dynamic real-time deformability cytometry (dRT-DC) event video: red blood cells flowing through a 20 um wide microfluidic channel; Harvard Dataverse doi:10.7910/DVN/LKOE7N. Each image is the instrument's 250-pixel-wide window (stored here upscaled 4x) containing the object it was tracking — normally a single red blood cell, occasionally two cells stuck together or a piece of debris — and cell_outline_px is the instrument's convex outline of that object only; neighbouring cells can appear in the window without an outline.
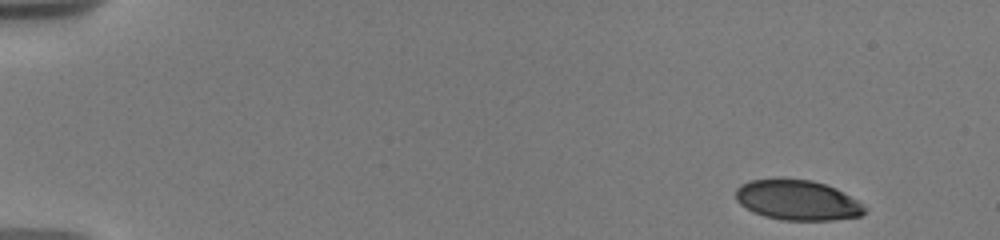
{"species": "human", "species_latin": "Homo sapiens", "temperature_condition": "warm", "stored_images_in_passage": 15, "camera_frame_rate_fps": 3000, "um_per_image_px": 0.085, "donor": {"sex": "male"}, "frame": {"image": 1, "passage_image": 1, "time_ms": 0.0, "image_size_px": [1000, 240], "cell_outline_px": [[868, 208], [860, 216], [832, 220], [784, 220], [764, 216], [752, 212], [740, 204], [736, 200], [736, 188], [740, 184], [748, 180], [776, 176], [780, 176], [812, 180], [836, 188], [856, 200]], "centroid_in_image_um": [67.72, 16.97], "position_along_channel_um": 17.3, "area_um2": 30.81}}
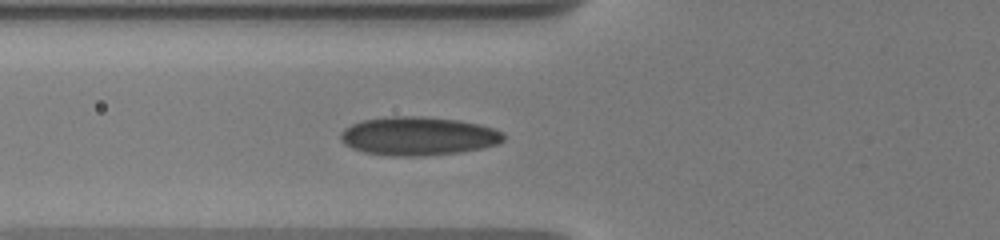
{"frame": {"image": 2, "passage_image": 11, "time_ms": 5.667, "image_size_px": [1000, 240], "cell_outline_px": [[504, 140], [500, 144], [460, 152], [420, 156], [396, 156], [364, 152], [352, 148], [344, 144], [340, 140], [340, 132], [344, 128], [352, 124], [364, 120], [388, 116], [424, 116], [460, 120], [480, 124], [504, 132]], "centroid_in_image_um": [35.56, 11.56], "position_along_channel_um": 90.2, "area_um2": 36.82}}
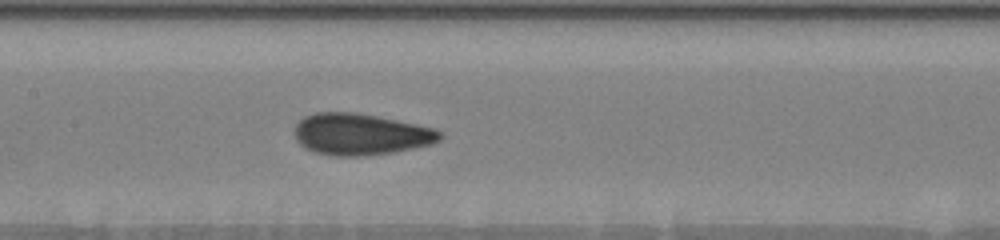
{"frame": {"image": 3, "passage_image": 15, "time_ms": 8.0, "image_size_px": [1000, 240], "cell_outline_px": [[444, 136], [440, 140], [432, 144], [396, 152], [364, 156], [332, 156], [316, 152], [304, 148], [296, 140], [296, 124], [304, 116], [316, 112], [356, 112], [436, 128], [444, 132]], "centroid_in_image_um": [30.69, 11.42], "position_along_channel_um": 176.7, "area_um2": 35.43}}